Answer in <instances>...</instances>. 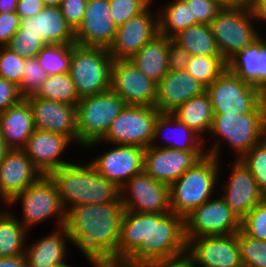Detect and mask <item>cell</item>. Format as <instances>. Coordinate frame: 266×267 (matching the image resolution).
I'll list each match as a JSON object with an SVG mask.
<instances>
[{
  "label": "cell",
  "instance_id": "13",
  "mask_svg": "<svg viewBox=\"0 0 266 267\" xmlns=\"http://www.w3.org/2000/svg\"><path fill=\"white\" fill-rule=\"evenodd\" d=\"M125 211L139 213H168L170 209L169 185L158 182L144 171L133 176L120 188Z\"/></svg>",
  "mask_w": 266,
  "mask_h": 267
},
{
  "label": "cell",
  "instance_id": "46",
  "mask_svg": "<svg viewBox=\"0 0 266 267\" xmlns=\"http://www.w3.org/2000/svg\"><path fill=\"white\" fill-rule=\"evenodd\" d=\"M88 0H62L60 10L67 23L75 31L82 23Z\"/></svg>",
  "mask_w": 266,
  "mask_h": 267
},
{
  "label": "cell",
  "instance_id": "60",
  "mask_svg": "<svg viewBox=\"0 0 266 267\" xmlns=\"http://www.w3.org/2000/svg\"><path fill=\"white\" fill-rule=\"evenodd\" d=\"M1 199H2V198L0 197V201H1ZM2 202H3L4 205H7L4 201H1L0 203H2ZM5 210H6V209L2 210V209H1V206H0V214H1L2 212H4Z\"/></svg>",
  "mask_w": 266,
  "mask_h": 267
},
{
  "label": "cell",
  "instance_id": "1",
  "mask_svg": "<svg viewBox=\"0 0 266 267\" xmlns=\"http://www.w3.org/2000/svg\"><path fill=\"white\" fill-rule=\"evenodd\" d=\"M187 253L184 217L168 213L125 211L117 245V263L139 266Z\"/></svg>",
  "mask_w": 266,
  "mask_h": 267
},
{
  "label": "cell",
  "instance_id": "7",
  "mask_svg": "<svg viewBox=\"0 0 266 267\" xmlns=\"http://www.w3.org/2000/svg\"><path fill=\"white\" fill-rule=\"evenodd\" d=\"M112 63L107 48L71 44L69 74L80 99L110 90Z\"/></svg>",
  "mask_w": 266,
  "mask_h": 267
},
{
  "label": "cell",
  "instance_id": "28",
  "mask_svg": "<svg viewBox=\"0 0 266 267\" xmlns=\"http://www.w3.org/2000/svg\"><path fill=\"white\" fill-rule=\"evenodd\" d=\"M168 131L171 132V136ZM163 137L168 141L167 144H165L166 141L159 142V139ZM151 146L182 151H206L204 139L185 123L180 122L172 113L160 112L158 114L154 124V136Z\"/></svg>",
  "mask_w": 266,
  "mask_h": 267
},
{
  "label": "cell",
  "instance_id": "37",
  "mask_svg": "<svg viewBox=\"0 0 266 267\" xmlns=\"http://www.w3.org/2000/svg\"><path fill=\"white\" fill-rule=\"evenodd\" d=\"M226 69V61L222 56L193 55L186 68L198 82L207 88Z\"/></svg>",
  "mask_w": 266,
  "mask_h": 267
},
{
  "label": "cell",
  "instance_id": "50",
  "mask_svg": "<svg viewBox=\"0 0 266 267\" xmlns=\"http://www.w3.org/2000/svg\"><path fill=\"white\" fill-rule=\"evenodd\" d=\"M44 7L42 0H18L16 13L22 20L37 15Z\"/></svg>",
  "mask_w": 266,
  "mask_h": 267
},
{
  "label": "cell",
  "instance_id": "53",
  "mask_svg": "<svg viewBox=\"0 0 266 267\" xmlns=\"http://www.w3.org/2000/svg\"><path fill=\"white\" fill-rule=\"evenodd\" d=\"M253 10L255 12L257 21L266 25V0H255Z\"/></svg>",
  "mask_w": 266,
  "mask_h": 267
},
{
  "label": "cell",
  "instance_id": "31",
  "mask_svg": "<svg viewBox=\"0 0 266 267\" xmlns=\"http://www.w3.org/2000/svg\"><path fill=\"white\" fill-rule=\"evenodd\" d=\"M172 114L199 134L204 139V145L207 146L206 140L210 138L205 136H208L214 113L211 99L206 91L179 106Z\"/></svg>",
  "mask_w": 266,
  "mask_h": 267
},
{
  "label": "cell",
  "instance_id": "34",
  "mask_svg": "<svg viewBox=\"0 0 266 267\" xmlns=\"http://www.w3.org/2000/svg\"><path fill=\"white\" fill-rule=\"evenodd\" d=\"M158 8V34L172 37L178 31L198 24L184 0H172Z\"/></svg>",
  "mask_w": 266,
  "mask_h": 267
},
{
  "label": "cell",
  "instance_id": "6",
  "mask_svg": "<svg viewBox=\"0 0 266 267\" xmlns=\"http://www.w3.org/2000/svg\"><path fill=\"white\" fill-rule=\"evenodd\" d=\"M206 92L214 114L266 113V94L227 69L206 88Z\"/></svg>",
  "mask_w": 266,
  "mask_h": 267
},
{
  "label": "cell",
  "instance_id": "30",
  "mask_svg": "<svg viewBox=\"0 0 266 267\" xmlns=\"http://www.w3.org/2000/svg\"><path fill=\"white\" fill-rule=\"evenodd\" d=\"M170 37L157 34L131 59V62L149 79L159 83L168 73Z\"/></svg>",
  "mask_w": 266,
  "mask_h": 267
},
{
  "label": "cell",
  "instance_id": "54",
  "mask_svg": "<svg viewBox=\"0 0 266 267\" xmlns=\"http://www.w3.org/2000/svg\"><path fill=\"white\" fill-rule=\"evenodd\" d=\"M223 7L253 8L255 0H217Z\"/></svg>",
  "mask_w": 266,
  "mask_h": 267
},
{
  "label": "cell",
  "instance_id": "43",
  "mask_svg": "<svg viewBox=\"0 0 266 267\" xmlns=\"http://www.w3.org/2000/svg\"><path fill=\"white\" fill-rule=\"evenodd\" d=\"M25 59L7 46H0V77L15 83L22 80Z\"/></svg>",
  "mask_w": 266,
  "mask_h": 267
},
{
  "label": "cell",
  "instance_id": "36",
  "mask_svg": "<svg viewBox=\"0 0 266 267\" xmlns=\"http://www.w3.org/2000/svg\"><path fill=\"white\" fill-rule=\"evenodd\" d=\"M36 58L48 75L69 73L71 44H47Z\"/></svg>",
  "mask_w": 266,
  "mask_h": 267
},
{
  "label": "cell",
  "instance_id": "40",
  "mask_svg": "<svg viewBox=\"0 0 266 267\" xmlns=\"http://www.w3.org/2000/svg\"><path fill=\"white\" fill-rule=\"evenodd\" d=\"M48 76L36 57L25 59L19 92L23 97L35 94Z\"/></svg>",
  "mask_w": 266,
  "mask_h": 267
},
{
  "label": "cell",
  "instance_id": "47",
  "mask_svg": "<svg viewBox=\"0 0 266 267\" xmlns=\"http://www.w3.org/2000/svg\"><path fill=\"white\" fill-rule=\"evenodd\" d=\"M22 98L24 97L15 83L0 77V114Z\"/></svg>",
  "mask_w": 266,
  "mask_h": 267
},
{
  "label": "cell",
  "instance_id": "26",
  "mask_svg": "<svg viewBox=\"0 0 266 267\" xmlns=\"http://www.w3.org/2000/svg\"><path fill=\"white\" fill-rule=\"evenodd\" d=\"M260 35L226 61V69L266 94V37Z\"/></svg>",
  "mask_w": 266,
  "mask_h": 267
},
{
  "label": "cell",
  "instance_id": "45",
  "mask_svg": "<svg viewBox=\"0 0 266 267\" xmlns=\"http://www.w3.org/2000/svg\"><path fill=\"white\" fill-rule=\"evenodd\" d=\"M191 8L192 18L198 24L210 25L213 19L223 9L217 0H184Z\"/></svg>",
  "mask_w": 266,
  "mask_h": 267
},
{
  "label": "cell",
  "instance_id": "4",
  "mask_svg": "<svg viewBox=\"0 0 266 267\" xmlns=\"http://www.w3.org/2000/svg\"><path fill=\"white\" fill-rule=\"evenodd\" d=\"M208 135L212 136L215 142L205 146L207 155L221 161V145L225 142L231 147L233 155H236L234 159L240 160L266 137V113L214 114Z\"/></svg>",
  "mask_w": 266,
  "mask_h": 267
},
{
  "label": "cell",
  "instance_id": "24",
  "mask_svg": "<svg viewBox=\"0 0 266 267\" xmlns=\"http://www.w3.org/2000/svg\"><path fill=\"white\" fill-rule=\"evenodd\" d=\"M206 88L187 70L171 71L157 84L155 107L161 113H172L191 98L201 95Z\"/></svg>",
  "mask_w": 266,
  "mask_h": 267
},
{
  "label": "cell",
  "instance_id": "57",
  "mask_svg": "<svg viewBox=\"0 0 266 267\" xmlns=\"http://www.w3.org/2000/svg\"><path fill=\"white\" fill-rule=\"evenodd\" d=\"M44 6L59 7L62 0H42Z\"/></svg>",
  "mask_w": 266,
  "mask_h": 267
},
{
  "label": "cell",
  "instance_id": "32",
  "mask_svg": "<svg viewBox=\"0 0 266 267\" xmlns=\"http://www.w3.org/2000/svg\"><path fill=\"white\" fill-rule=\"evenodd\" d=\"M171 39L191 56H221L210 25L196 24L178 31Z\"/></svg>",
  "mask_w": 266,
  "mask_h": 267
},
{
  "label": "cell",
  "instance_id": "41",
  "mask_svg": "<svg viewBox=\"0 0 266 267\" xmlns=\"http://www.w3.org/2000/svg\"><path fill=\"white\" fill-rule=\"evenodd\" d=\"M155 0H109L110 13L118 27L142 13Z\"/></svg>",
  "mask_w": 266,
  "mask_h": 267
},
{
  "label": "cell",
  "instance_id": "51",
  "mask_svg": "<svg viewBox=\"0 0 266 267\" xmlns=\"http://www.w3.org/2000/svg\"><path fill=\"white\" fill-rule=\"evenodd\" d=\"M141 267H189V255L186 253L174 258L151 260Z\"/></svg>",
  "mask_w": 266,
  "mask_h": 267
},
{
  "label": "cell",
  "instance_id": "20",
  "mask_svg": "<svg viewBox=\"0 0 266 267\" xmlns=\"http://www.w3.org/2000/svg\"><path fill=\"white\" fill-rule=\"evenodd\" d=\"M228 175V181H224L221 197L230 207L231 211L241 221L247 213L258 205L264 196L260 193L257 182L241 160H234Z\"/></svg>",
  "mask_w": 266,
  "mask_h": 267
},
{
  "label": "cell",
  "instance_id": "2",
  "mask_svg": "<svg viewBox=\"0 0 266 267\" xmlns=\"http://www.w3.org/2000/svg\"><path fill=\"white\" fill-rule=\"evenodd\" d=\"M124 213L122 202L78 205L66 209L63 228L92 267L114 265Z\"/></svg>",
  "mask_w": 266,
  "mask_h": 267
},
{
  "label": "cell",
  "instance_id": "5",
  "mask_svg": "<svg viewBox=\"0 0 266 267\" xmlns=\"http://www.w3.org/2000/svg\"><path fill=\"white\" fill-rule=\"evenodd\" d=\"M220 166L216 157L206 155L174 181L169 186L171 211L185 217L194 208L214 197L221 180Z\"/></svg>",
  "mask_w": 266,
  "mask_h": 267
},
{
  "label": "cell",
  "instance_id": "14",
  "mask_svg": "<svg viewBox=\"0 0 266 267\" xmlns=\"http://www.w3.org/2000/svg\"><path fill=\"white\" fill-rule=\"evenodd\" d=\"M110 90L126 105H156L157 83L147 78L130 60H113Z\"/></svg>",
  "mask_w": 266,
  "mask_h": 267
},
{
  "label": "cell",
  "instance_id": "29",
  "mask_svg": "<svg viewBox=\"0 0 266 267\" xmlns=\"http://www.w3.org/2000/svg\"><path fill=\"white\" fill-rule=\"evenodd\" d=\"M34 131V119L25 97L0 114V133L10 149H23Z\"/></svg>",
  "mask_w": 266,
  "mask_h": 267
},
{
  "label": "cell",
  "instance_id": "12",
  "mask_svg": "<svg viewBox=\"0 0 266 267\" xmlns=\"http://www.w3.org/2000/svg\"><path fill=\"white\" fill-rule=\"evenodd\" d=\"M184 225L187 242L200 236L234 234L241 229V221L220 194L187 214L184 217Z\"/></svg>",
  "mask_w": 266,
  "mask_h": 267
},
{
  "label": "cell",
  "instance_id": "10",
  "mask_svg": "<svg viewBox=\"0 0 266 267\" xmlns=\"http://www.w3.org/2000/svg\"><path fill=\"white\" fill-rule=\"evenodd\" d=\"M255 24L259 23L253 8L223 7L213 19L210 28L225 61L261 35Z\"/></svg>",
  "mask_w": 266,
  "mask_h": 267
},
{
  "label": "cell",
  "instance_id": "27",
  "mask_svg": "<svg viewBox=\"0 0 266 267\" xmlns=\"http://www.w3.org/2000/svg\"><path fill=\"white\" fill-rule=\"evenodd\" d=\"M54 230L45 237L26 244L25 257L28 267L71 266L66 262L69 256L66 245L71 244L70 236L63 227Z\"/></svg>",
  "mask_w": 266,
  "mask_h": 267
},
{
  "label": "cell",
  "instance_id": "39",
  "mask_svg": "<svg viewBox=\"0 0 266 267\" xmlns=\"http://www.w3.org/2000/svg\"><path fill=\"white\" fill-rule=\"evenodd\" d=\"M254 176L260 193L266 197V137L253 146L241 159Z\"/></svg>",
  "mask_w": 266,
  "mask_h": 267
},
{
  "label": "cell",
  "instance_id": "22",
  "mask_svg": "<svg viewBox=\"0 0 266 267\" xmlns=\"http://www.w3.org/2000/svg\"><path fill=\"white\" fill-rule=\"evenodd\" d=\"M72 144L67 136L35 129L23 150L36 169L42 175L49 176L58 168L73 162L62 157Z\"/></svg>",
  "mask_w": 266,
  "mask_h": 267
},
{
  "label": "cell",
  "instance_id": "21",
  "mask_svg": "<svg viewBox=\"0 0 266 267\" xmlns=\"http://www.w3.org/2000/svg\"><path fill=\"white\" fill-rule=\"evenodd\" d=\"M116 31L109 0H88L83 21L75 30V43L109 49Z\"/></svg>",
  "mask_w": 266,
  "mask_h": 267
},
{
  "label": "cell",
  "instance_id": "25",
  "mask_svg": "<svg viewBox=\"0 0 266 267\" xmlns=\"http://www.w3.org/2000/svg\"><path fill=\"white\" fill-rule=\"evenodd\" d=\"M22 34L39 37L45 44H75V31L65 20L60 7L45 6L41 12L20 20Z\"/></svg>",
  "mask_w": 266,
  "mask_h": 267
},
{
  "label": "cell",
  "instance_id": "56",
  "mask_svg": "<svg viewBox=\"0 0 266 267\" xmlns=\"http://www.w3.org/2000/svg\"><path fill=\"white\" fill-rule=\"evenodd\" d=\"M9 150L10 148L6 145L0 133V162L3 160V158L6 156Z\"/></svg>",
  "mask_w": 266,
  "mask_h": 267
},
{
  "label": "cell",
  "instance_id": "59",
  "mask_svg": "<svg viewBox=\"0 0 266 267\" xmlns=\"http://www.w3.org/2000/svg\"><path fill=\"white\" fill-rule=\"evenodd\" d=\"M189 267H202L199 264L195 263L190 257H189Z\"/></svg>",
  "mask_w": 266,
  "mask_h": 267
},
{
  "label": "cell",
  "instance_id": "58",
  "mask_svg": "<svg viewBox=\"0 0 266 267\" xmlns=\"http://www.w3.org/2000/svg\"><path fill=\"white\" fill-rule=\"evenodd\" d=\"M99 267H139V266H127L122 263H116L114 265H104V266H99Z\"/></svg>",
  "mask_w": 266,
  "mask_h": 267
},
{
  "label": "cell",
  "instance_id": "48",
  "mask_svg": "<svg viewBox=\"0 0 266 267\" xmlns=\"http://www.w3.org/2000/svg\"><path fill=\"white\" fill-rule=\"evenodd\" d=\"M191 55L172 39L169 41L168 68L171 71L186 70Z\"/></svg>",
  "mask_w": 266,
  "mask_h": 267
},
{
  "label": "cell",
  "instance_id": "3",
  "mask_svg": "<svg viewBox=\"0 0 266 267\" xmlns=\"http://www.w3.org/2000/svg\"><path fill=\"white\" fill-rule=\"evenodd\" d=\"M71 162L49 176L55 182L65 209L78 205L122 202L120 188L100 175L93 165Z\"/></svg>",
  "mask_w": 266,
  "mask_h": 267
},
{
  "label": "cell",
  "instance_id": "17",
  "mask_svg": "<svg viewBox=\"0 0 266 267\" xmlns=\"http://www.w3.org/2000/svg\"><path fill=\"white\" fill-rule=\"evenodd\" d=\"M187 254L202 267H243L237 233L191 238Z\"/></svg>",
  "mask_w": 266,
  "mask_h": 267
},
{
  "label": "cell",
  "instance_id": "15",
  "mask_svg": "<svg viewBox=\"0 0 266 267\" xmlns=\"http://www.w3.org/2000/svg\"><path fill=\"white\" fill-rule=\"evenodd\" d=\"M151 3L142 13L117 27L116 36L109 47L113 60H129L158 34V12Z\"/></svg>",
  "mask_w": 266,
  "mask_h": 267
},
{
  "label": "cell",
  "instance_id": "44",
  "mask_svg": "<svg viewBox=\"0 0 266 267\" xmlns=\"http://www.w3.org/2000/svg\"><path fill=\"white\" fill-rule=\"evenodd\" d=\"M6 46L27 59L36 57L45 44L36 35L22 34V29L19 28Z\"/></svg>",
  "mask_w": 266,
  "mask_h": 267
},
{
  "label": "cell",
  "instance_id": "55",
  "mask_svg": "<svg viewBox=\"0 0 266 267\" xmlns=\"http://www.w3.org/2000/svg\"><path fill=\"white\" fill-rule=\"evenodd\" d=\"M18 0H0V13L16 12Z\"/></svg>",
  "mask_w": 266,
  "mask_h": 267
},
{
  "label": "cell",
  "instance_id": "16",
  "mask_svg": "<svg viewBox=\"0 0 266 267\" xmlns=\"http://www.w3.org/2000/svg\"><path fill=\"white\" fill-rule=\"evenodd\" d=\"M206 155V151L149 146L144 151L143 171L158 182L170 186Z\"/></svg>",
  "mask_w": 266,
  "mask_h": 267
},
{
  "label": "cell",
  "instance_id": "52",
  "mask_svg": "<svg viewBox=\"0 0 266 267\" xmlns=\"http://www.w3.org/2000/svg\"><path fill=\"white\" fill-rule=\"evenodd\" d=\"M0 267H28L25 255L0 257Z\"/></svg>",
  "mask_w": 266,
  "mask_h": 267
},
{
  "label": "cell",
  "instance_id": "33",
  "mask_svg": "<svg viewBox=\"0 0 266 267\" xmlns=\"http://www.w3.org/2000/svg\"><path fill=\"white\" fill-rule=\"evenodd\" d=\"M30 232L16 219L13 210L0 214V257L25 255ZM28 236V237H27Z\"/></svg>",
  "mask_w": 266,
  "mask_h": 267
},
{
  "label": "cell",
  "instance_id": "23",
  "mask_svg": "<svg viewBox=\"0 0 266 267\" xmlns=\"http://www.w3.org/2000/svg\"><path fill=\"white\" fill-rule=\"evenodd\" d=\"M42 174L23 149H10L0 162V197L6 204L35 183Z\"/></svg>",
  "mask_w": 266,
  "mask_h": 267
},
{
  "label": "cell",
  "instance_id": "19",
  "mask_svg": "<svg viewBox=\"0 0 266 267\" xmlns=\"http://www.w3.org/2000/svg\"><path fill=\"white\" fill-rule=\"evenodd\" d=\"M31 108L35 129L67 136L78 145L77 106L36 97H25Z\"/></svg>",
  "mask_w": 266,
  "mask_h": 267
},
{
  "label": "cell",
  "instance_id": "42",
  "mask_svg": "<svg viewBox=\"0 0 266 267\" xmlns=\"http://www.w3.org/2000/svg\"><path fill=\"white\" fill-rule=\"evenodd\" d=\"M241 229L253 238L266 241V198L241 220Z\"/></svg>",
  "mask_w": 266,
  "mask_h": 267
},
{
  "label": "cell",
  "instance_id": "8",
  "mask_svg": "<svg viewBox=\"0 0 266 267\" xmlns=\"http://www.w3.org/2000/svg\"><path fill=\"white\" fill-rule=\"evenodd\" d=\"M18 202L22 205V218L15 217L29 232L37 224L54 218L57 220L54 227H63L66 209L50 176L42 175L35 183L17 194L7 204L10 206L7 210Z\"/></svg>",
  "mask_w": 266,
  "mask_h": 267
},
{
  "label": "cell",
  "instance_id": "11",
  "mask_svg": "<svg viewBox=\"0 0 266 267\" xmlns=\"http://www.w3.org/2000/svg\"><path fill=\"white\" fill-rule=\"evenodd\" d=\"M159 113L156 107L126 105L110 124L104 138L88 144L85 150L92 149L102 142L109 145H135L146 149L153 141L154 124Z\"/></svg>",
  "mask_w": 266,
  "mask_h": 267
},
{
  "label": "cell",
  "instance_id": "9",
  "mask_svg": "<svg viewBox=\"0 0 266 267\" xmlns=\"http://www.w3.org/2000/svg\"><path fill=\"white\" fill-rule=\"evenodd\" d=\"M125 106L111 90L81 98L77 103L78 146L84 150L88 144L101 141Z\"/></svg>",
  "mask_w": 266,
  "mask_h": 267
},
{
  "label": "cell",
  "instance_id": "49",
  "mask_svg": "<svg viewBox=\"0 0 266 267\" xmlns=\"http://www.w3.org/2000/svg\"><path fill=\"white\" fill-rule=\"evenodd\" d=\"M20 28V18L16 12L0 13V46H6Z\"/></svg>",
  "mask_w": 266,
  "mask_h": 267
},
{
  "label": "cell",
  "instance_id": "35",
  "mask_svg": "<svg viewBox=\"0 0 266 267\" xmlns=\"http://www.w3.org/2000/svg\"><path fill=\"white\" fill-rule=\"evenodd\" d=\"M34 95L75 106L80 100L69 73L49 75Z\"/></svg>",
  "mask_w": 266,
  "mask_h": 267
},
{
  "label": "cell",
  "instance_id": "18",
  "mask_svg": "<svg viewBox=\"0 0 266 267\" xmlns=\"http://www.w3.org/2000/svg\"><path fill=\"white\" fill-rule=\"evenodd\" d=\"M113 146L89 162L100 175L121 188L133 176L143 172L145 149L125 144Z\"/></svg>",
  "mask_w": 266,
  "mask_h": 267
},
{
  "label": "cell",
  "instance_id": "38",
  "mask_svg": "<svg viewBox=\"0 0 266 267\" xmlns=\"http://www.w3.org/2000/svg\"><path fill=\"white\" fill-rule=\"evenodd\" d=\"M237 242L243 267H266V241L253 238L240 229Z\"/></svg>",
  "mask_w": 266,
  "mask_h": 267
}]
</instances>
